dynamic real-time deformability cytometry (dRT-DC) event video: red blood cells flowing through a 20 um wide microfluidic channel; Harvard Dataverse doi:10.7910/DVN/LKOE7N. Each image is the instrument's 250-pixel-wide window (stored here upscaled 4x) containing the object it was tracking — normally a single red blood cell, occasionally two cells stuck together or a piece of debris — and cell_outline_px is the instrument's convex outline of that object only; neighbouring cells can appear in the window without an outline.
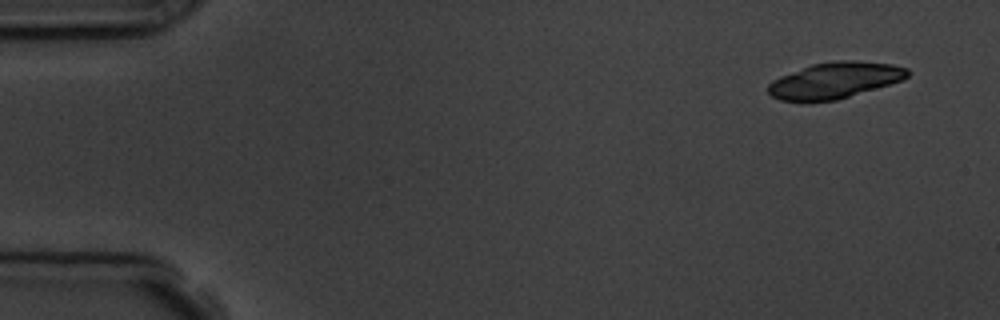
{"species": "common noctule bat (a hibernating species)", "species_latin": "Nyctalus noctula", "temperature_condition": "room temperature", "stored_images_in_passage": 15, "camera_frame_rate_fps": 3000, "um_per_image_px": 0.085, "animal": {"sex": "male", "body_mass_g": 19.5, "forearm_length_mm": 54.6}, "frame": {"image": 1, "passage_image": 1, "time_ms": 0.0, "image_size_px": [1000, 320], "cell_outline_px": [[912, 72], [904, 80], [836, 100], [804, 104], [780, 100], [772, 96], [768, 92], [768, 84], [772, 80], [780, 76], [812, 64], [836, 60], [856, 60], [892, 64], [908, 68]], "centroid_in_image_um": [70.94, 6.85], "position_along_channel_um": 14.1, "area_um2": 30.0}}
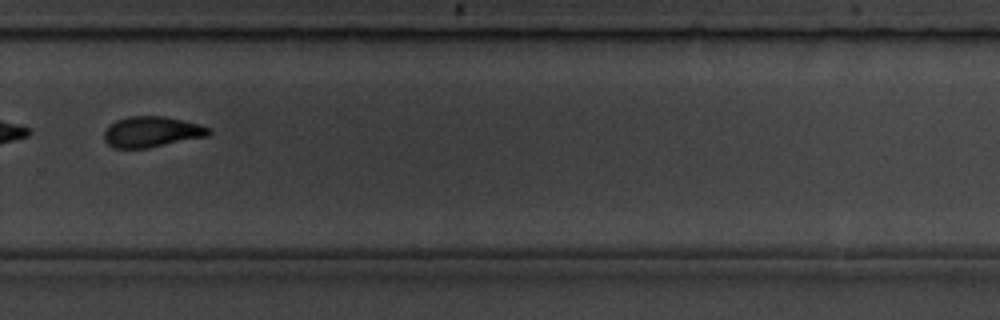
{"frame": {"image": 2, "passage_image": 11, "time_ms": 11.333, "image_size_px": [1000, 320], "cell_outline_px": [[212, 132], [208, 136], [148, 148], [112, 148], [104, 140], [104, 132], [108, 124], [116, 120], [128, 116], [164, 116], [200, 124], [212, 128]], "centroid_in_image_um": [12.89, 11.2], "position_along_channel_um": 316.9, "area_um2": 18.96}, "authors_computed_cell_mechanics": {"area_um2": 20.6346, "velocity_mm_per_s": 3.7594, "shape_relaxation_time_tau1_ms": 1.9245, "shape_relaxation_time_tau2_ms": 3.0626, "deformation_change_tau1": 0.1199, "deformation_change_tau2": 0.0818}}